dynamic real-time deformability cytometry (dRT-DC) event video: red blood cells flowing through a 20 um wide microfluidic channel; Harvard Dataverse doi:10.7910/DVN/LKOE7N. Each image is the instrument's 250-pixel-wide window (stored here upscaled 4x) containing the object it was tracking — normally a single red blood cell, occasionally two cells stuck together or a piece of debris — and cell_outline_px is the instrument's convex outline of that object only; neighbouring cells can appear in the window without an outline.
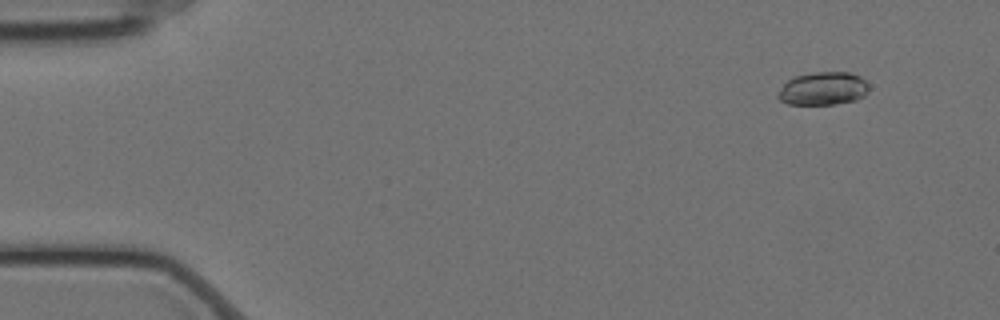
{"species": "Egyptian fruit bat (a non-hibernating species)", "species_latin": "Rousettus aegyptiacus", "temperature_condition": "cold", "stored_images_in_passage": 59, "camera_frame_rate_fps": 3000, "um_per_image_px": 0.085, "animal": {"sex": "female"}, "frame": {"image": 1, "passage_image": 6, "time_ms": 1.667, "image_size_px": [1000, 320], "cell_outline_px": [[868, 92], [864, 96], [856, 100], [836, 104], [788, 104], [780, 100], [776, 96], [784, 84], [788, 80], [796, 76], [816, 72], [848, 72], [860, 76], [868, 84]], "centroid_in_image_um": [69.98, 7.53], "position_along_channel_um": 15.0, "area_um2": 17.46}}
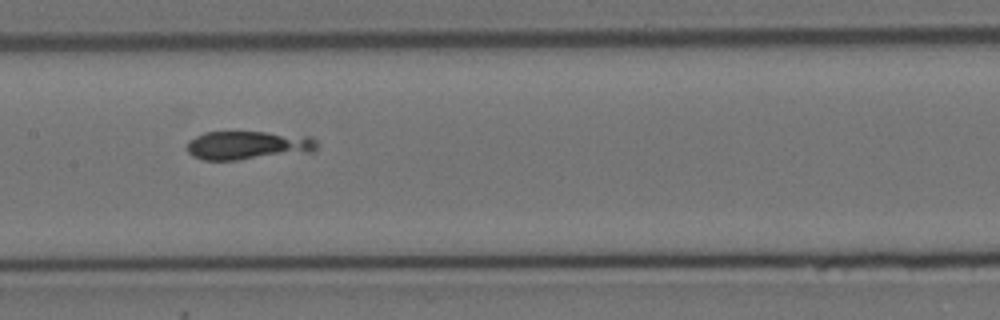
{"frame": {"image": 2, "passage_image": 30, "time_ms": 9.667, "image_size_px": [1000, 320], "cell_outline_px": [[316, 148], [312, 152], [236, 160], [204, 160], [192, 156], [184, 148], [188, 140], [204, 132], [264, 132], [312, 136], [316, 140]], "centroid_in_image_um": [21.04, 12.35], "position_along_channel_um": 186.4, "area_um2": 21.91}}
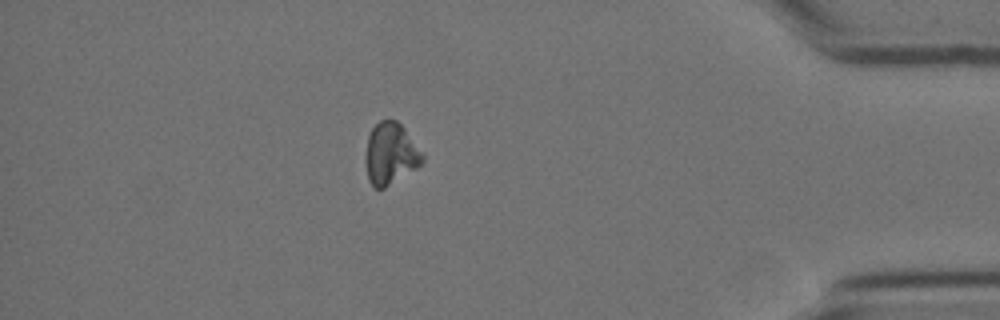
{"frame": {"image": 3, "passage_image": 52, "time_ms": 17.0, "image_size_px": [1000, 320], "cell_outline_px": [[424, 160], [416, 168], [384, 188], [376, 188], [368, 180], [364, 160], [364, 156], [368, 136], [372, 128], [380, 120], [396, 120], [404, 128], [424, 156]], "centroid_in_image_um": [33.15, 13.07], "position_along_channel_um": 402.0, "area_um2": 20.29}}